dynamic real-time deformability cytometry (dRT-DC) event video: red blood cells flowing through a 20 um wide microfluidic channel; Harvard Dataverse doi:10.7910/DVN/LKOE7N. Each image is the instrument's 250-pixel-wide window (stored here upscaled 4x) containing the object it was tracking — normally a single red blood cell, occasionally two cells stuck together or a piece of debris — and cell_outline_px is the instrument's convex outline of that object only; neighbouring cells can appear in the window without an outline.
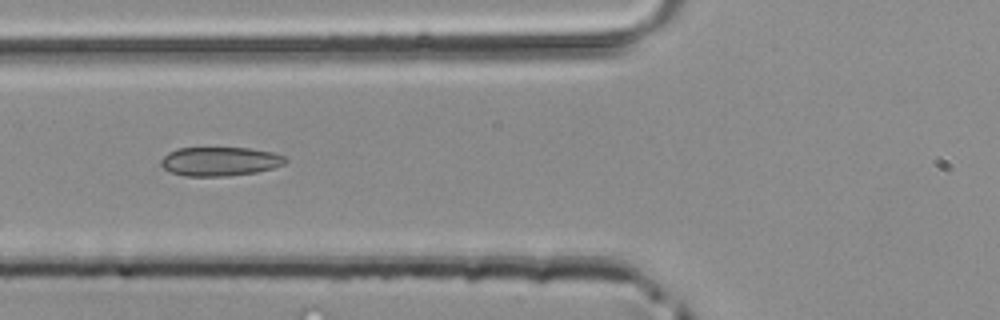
{"species": "common noctule bat (a hibernating species)", "species_latin": "Nyctalus noctula", "temperature_condition": "room temperature", "stored_images_in_passage": 3, "camera_frame_rate_fps": 3000, "um_per_image_px": 0.085, "animal": {"sex": "male", "body_mass_g": 20.4}, "frame": {"image": 1, "passage_image": 3, "time_ms": 0.667, "image_size_px": [1000, 320], "cell_outline_px": [[288, 160], [284, 164], [272, 168], [256, 172], [228, 176], [184, 176], [168, 172], [160, 164], [160, 160], [168, 152], [176, 148], [248, 148], [272, 152], [284, 156]], "centroid_in_image_um": [18.65, 13.72], "position_along_channel_um": 107.1, "area_um2": 21.1}}